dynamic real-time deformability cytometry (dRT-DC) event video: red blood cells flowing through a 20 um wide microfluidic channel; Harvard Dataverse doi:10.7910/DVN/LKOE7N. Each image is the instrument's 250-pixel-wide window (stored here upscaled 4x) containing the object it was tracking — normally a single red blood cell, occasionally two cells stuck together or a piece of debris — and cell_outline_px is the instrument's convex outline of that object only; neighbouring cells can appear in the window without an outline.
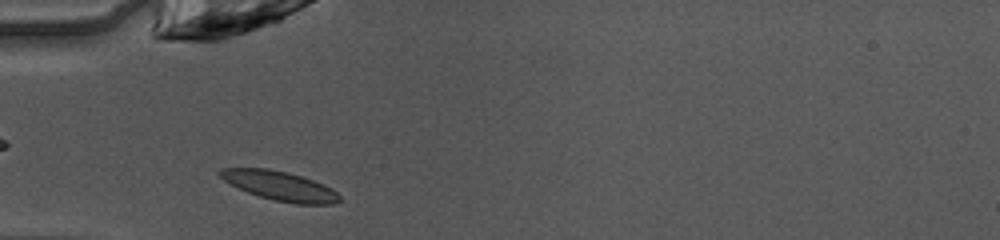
{"species": "common noctule bat (a hibernating species)", "species_latin": "Nyctalus noctula", "temperature_condition": "warm", "stored_images_in_passage": 35, "camera_frame_rate_fps": 3000, "um_per_image_px": 0.085, "animal": {"sex": "female", "body_mass_g": 10.0, "forearm_length_mm": 53.1}, "frame": {"image": 1, "passage_image": 1, "time_ms": 0.0, "image_size_px": [1000, 240], "cell_outline_px": [[344, 200], [332, 204], [296, 204], [276, 200], [260, 196], [248, 192], [224, 180], [216, 172], [220, 168], [268, 168], [288, 172], [312, 180], [332, 188]], "centroid_in_image_um": [23.81, 15.79], "position_along_channel_um": 61.2, "area_um2": 20.23}}
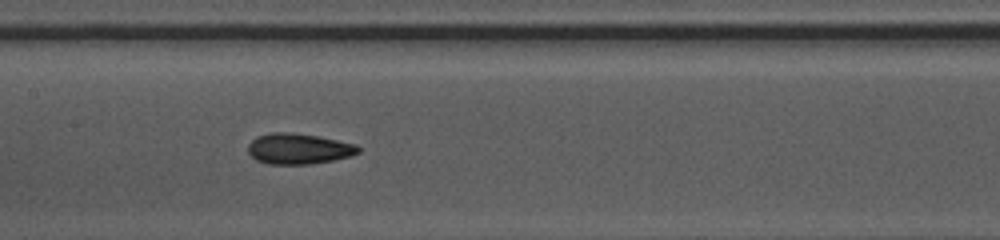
{"frame": {"image": 2, "passage_image": 10, "time_ms": 3.0, "image_size_px": [1000, 240], "cell_outline_px": [[360, 152], [352, 156], [332, 160], [308, 164], [268, 164], [256, 160], [248, 152], [248, 144], [256, 136], [272, 132], [288, 132], [316, 136], [356, 144], [360, 148]], "centroid_in_image_um": [25.37, 12.64], "position_along_channel_um": 182.0, "area_um2": 19.65}}
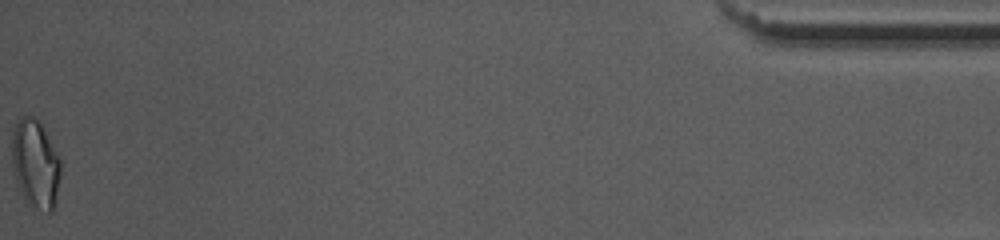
{"frame": {"image": 3, "passage_image": 35, "time_ms": 11.333, "image_size_px": [1000, 240], "cell_outline_px": [[60, 176], [52, 212], [48, 212], [28, 204], [24, 200], [20, 192], [12, 168], [12, 132], [16, 120], [20, 116], [32, 116], [40, 120], [60, 160]], "centroid_in_image_um": [2.98, 13.88], "position_along_channel_um": 432.2, "area_um2": 25.14}, "authors_computed_cell_mechanics": {"area_um2": 19.1896, "velocity_mm_per_s": 4.0849, "shape_relaxation_time_tau1_ms": 3.6455, "shape_relaxation_time_tau2_ms": 0.9997, "deformation_change_tau1": 0.1594, "deformation_change_tau2": 0.0844}}